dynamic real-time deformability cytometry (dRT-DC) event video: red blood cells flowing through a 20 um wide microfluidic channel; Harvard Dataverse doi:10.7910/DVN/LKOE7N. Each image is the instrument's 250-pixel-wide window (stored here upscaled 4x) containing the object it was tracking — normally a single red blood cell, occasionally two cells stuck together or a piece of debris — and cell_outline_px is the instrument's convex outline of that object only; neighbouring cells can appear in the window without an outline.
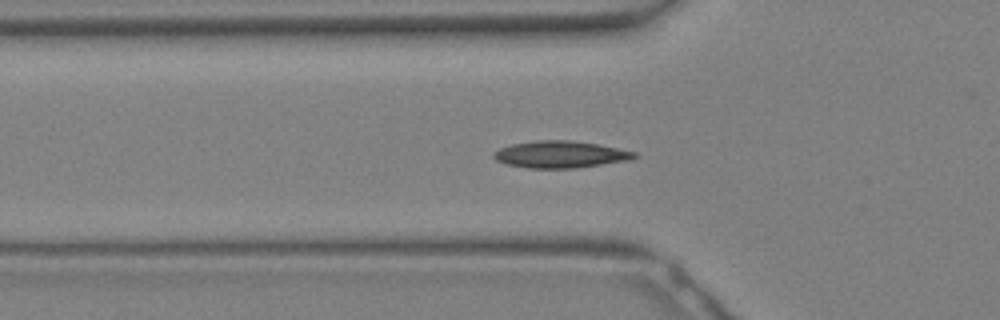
{"species": "Egyptian fruit bat (a non-hibernating species)", "species_latin": "Rousettus aegyptiacus", "temperature_condition": "warm", "stored_images_in_passage": 4, "camera_frame_rate_fps": 3000, "um_per_image_px": 0.085, "animal": {"sex": "female"}, "frame": {"image": 1, "passage_image": 3, "time_ms": 0.667, "image_size_px": [1000, 320], "cell_outline_px": [[640, 156], [628, 160], [576, 168], [528, 168], [508, 164], [496, 160], [492, 156], [492, 152], [500, 148], [512, 144], [536, 140], [568, 140], [596, 144], [636, 152]], "centroid_in_image_um": [47.61, 13.12], "position_along_channel_um": 78.2, "area_um2": 21.91}}